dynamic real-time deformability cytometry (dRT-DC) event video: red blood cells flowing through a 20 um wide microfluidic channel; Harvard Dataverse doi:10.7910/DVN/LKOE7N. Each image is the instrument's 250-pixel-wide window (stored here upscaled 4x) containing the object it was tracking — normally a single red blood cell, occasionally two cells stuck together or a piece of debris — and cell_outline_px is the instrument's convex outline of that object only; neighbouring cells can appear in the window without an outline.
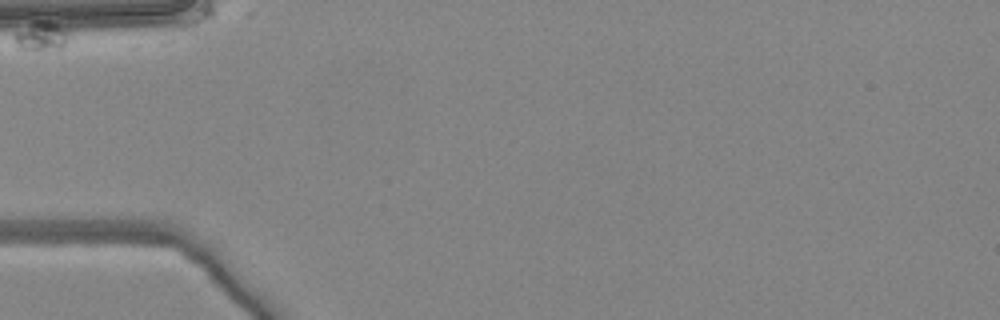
{"species": "common noctule bat (a hibernating species)", "species_latin": "Nyctalus noctula", "temperature_condition": "warm", "stored_images_in_passage": 10, "camera_frame_rate_fps": 3000, "um_per_image_px": 0.085, "animal": {"sex": "female", "body_mass_g": 24.6, "forearm_length_mm": 56.2}, "frame": {"image": 1, "passage_image": 1, "time_ms": 0.0, "image_size_px": [1000, 320], "cell_outline_px": [[68, 40], [64, 48], [36, 52], [16, 48], [12, 36], [32, 12], [56, 12], [68, 28]], "centroid_in_image_um": [3.54, 2.79], "position_along_channel_um": 81.5, "area_um2": 12.54}}